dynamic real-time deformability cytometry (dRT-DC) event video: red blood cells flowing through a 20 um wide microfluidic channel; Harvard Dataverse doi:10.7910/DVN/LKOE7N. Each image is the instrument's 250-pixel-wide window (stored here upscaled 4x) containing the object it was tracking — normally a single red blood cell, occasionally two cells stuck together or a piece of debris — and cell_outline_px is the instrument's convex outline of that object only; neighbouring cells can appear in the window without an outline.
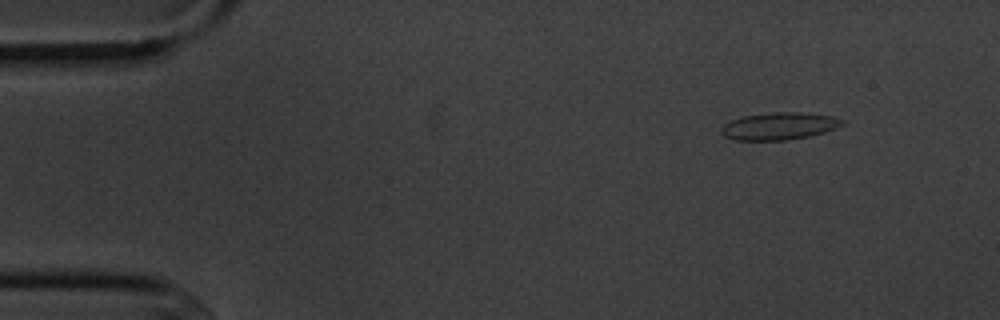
{"species": "common noctule bat (a hibernating species)", "species_latin": "Nyctalus noctula", "temperature_condition": "cold", "stored_images_in_passage": 3, "camera_frame_rate_fps": 3000, "um_per_image_px": 0.085, "animal": {"sex": "male", "body_mass_g": 20.1, "forearm_length_mm": 53.5}, "frame": {"image": 1, "passage_image": 1, "time_ms": 0.0, "image_size_px": [1000, 320], "cell_outline_px": [[844, 124], [836, 128], [824, 132], [808, 136], [788, 140], [732, 140], [724, 136], [720, 132], [720, 128], [724, 124], [732, 120], [744, 116], [772, 112], [800, 112], [832, 116], [844, 120]], "centroid_in_image_um": [66.21, 10.72], "position_along_channel_um": 18.8, "area_um2": 19.25}}
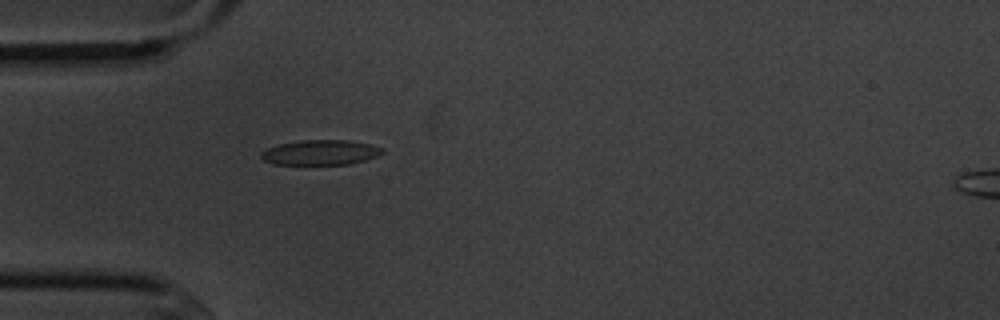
{"frame": {"image": 2, "passage_image": 3, "time_ms": 3.333, "image_size_px": [1000, 320], "cell_outline_px": [[384, 152], [376, 156], [364, 160], [348, 164], [272, 164], [264, 160], [260, 156], [260, 152], [276, 144], [300, 140], [348, 140], [372, 144], [384, 148]], "centroid_in_image_um": [27.22, 12.95], "position_along_channel_um": 57.8, "area_um2": 17.74}}